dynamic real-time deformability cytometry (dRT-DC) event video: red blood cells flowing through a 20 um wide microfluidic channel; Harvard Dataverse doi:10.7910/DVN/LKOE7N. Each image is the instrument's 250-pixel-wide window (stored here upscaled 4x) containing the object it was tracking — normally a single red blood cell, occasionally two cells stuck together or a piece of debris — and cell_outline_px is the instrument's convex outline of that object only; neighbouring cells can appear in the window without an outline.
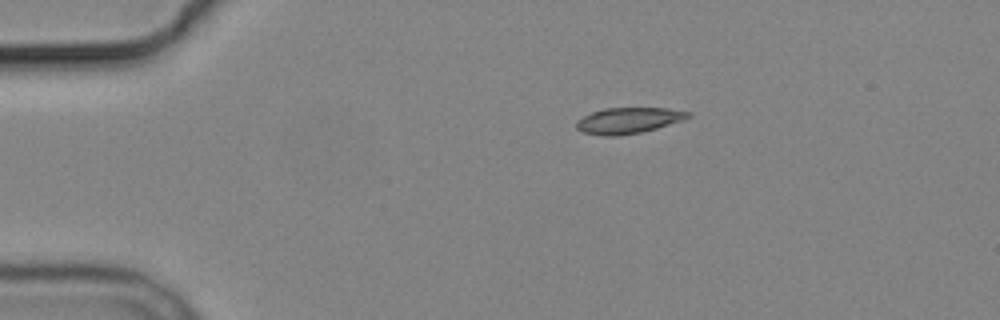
{"species": "common noctule bat (a hibernating species)", "species_latin": "Nyctalus noctula", "temperature_condition": "cold", "stored_images_in_passage": 4, "camera_frame_rate_fps": 3000, "um_per_image_px": 0.085, "animal": {"sex": "male", "body_mass_g": 19.2, "forearm_length_mm": 51.8}, "frame": {"image": 1, "passage_image": 1, "time_ms": 0.0, "image_size_px": [1000, 320], "cell_outline_px": [[692, 116], [684, 120], [656, 128], [640, 132], [620, 136], [604, 136], [584, 132], [576, 128], [576, 120], [592, 112], [604, 108], [668, 108], [692, 112]], "centroid_in_image_um": [53.44, 10.23], "position_along_channel_um": 31.6, "area_um2": 16.94}}